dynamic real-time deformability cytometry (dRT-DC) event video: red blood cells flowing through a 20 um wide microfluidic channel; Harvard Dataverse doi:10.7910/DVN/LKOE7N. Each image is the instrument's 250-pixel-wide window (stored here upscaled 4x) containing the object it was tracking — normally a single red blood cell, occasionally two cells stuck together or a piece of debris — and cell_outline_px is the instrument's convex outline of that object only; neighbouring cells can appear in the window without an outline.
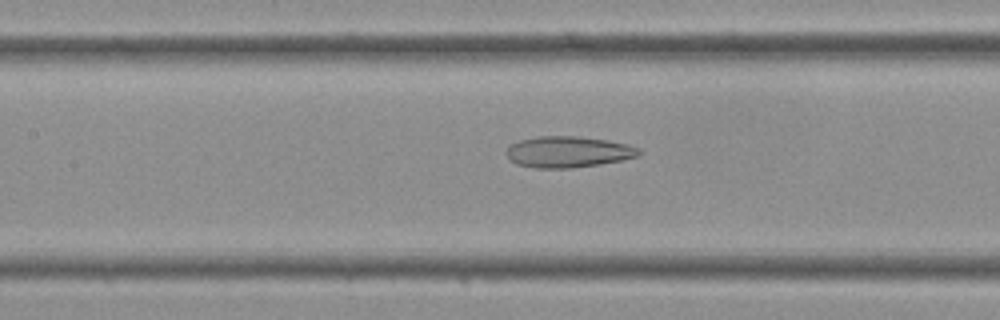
{"species": "Egyptian fruit bat (a non-hibernating species)", "species_latin": "Rousettus aegyptiacus", "temperature_condition": "cold", "stored_images_in_passage": 35, "camera_frame_rate_fps": 3000, "um_per_image_px": 0.085, "frame": {"image": 1, "passage_image": 12, "time_ms": 3.667, "image_size_px": [1000, 320], "cell_outline_px": [[640, 156], [600, 164], [572, 168], [536, 168], [516, 164], [504, 152], [512, 144], [520, 140], [536, 136], [576, 136], [608, 140], [628, 144], [640, 148]], "centroid_in_image_um": [48.31, 12.91], "position_along_channel_um": 159.1, "area_um2": 24.1}}
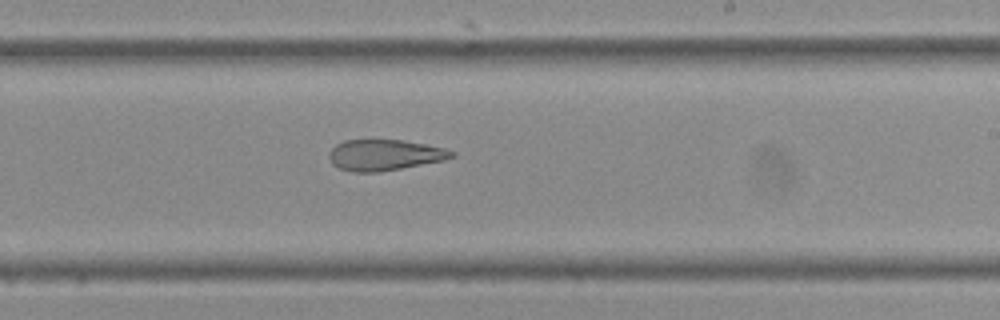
{"frame": {"image": 2, "passage_image": 18, "time_ms": 5.667, "image_size_px": [1000, 320], "cell_outline_px": [[456, 156], [444, 160], [400, 168], [376, 172], [352, 172], [340, 168], [332, 164], [328, 156], [328, 152], [336, 144], [344, 140], [404, 140], [444, 148], [456, 152]], "centroid_in_image_um": [32.67, 13.17], "position_along_channel_um": 256.3, "area_um2": 22.02}}
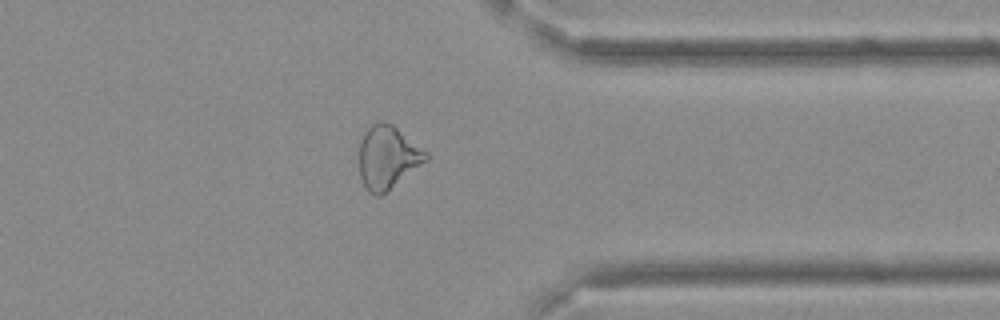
{"frame": {"image": 3, "passage_image": 26, "time_ms": 8.333, "image_size_px": [1000, 320], "cell_outline_px": [[428, 160], [388, 192], [380, 196], [376, 196], [368, 192], [364, 188], [360, 176], [360, 140], [364, 132], [372, 124], [380, 120], [392, 124], [428, 152]], "centroid_in_image_um": [32.96, 13.4], "position_along_channel_um": 378.4, "area_um2": 24.85}}